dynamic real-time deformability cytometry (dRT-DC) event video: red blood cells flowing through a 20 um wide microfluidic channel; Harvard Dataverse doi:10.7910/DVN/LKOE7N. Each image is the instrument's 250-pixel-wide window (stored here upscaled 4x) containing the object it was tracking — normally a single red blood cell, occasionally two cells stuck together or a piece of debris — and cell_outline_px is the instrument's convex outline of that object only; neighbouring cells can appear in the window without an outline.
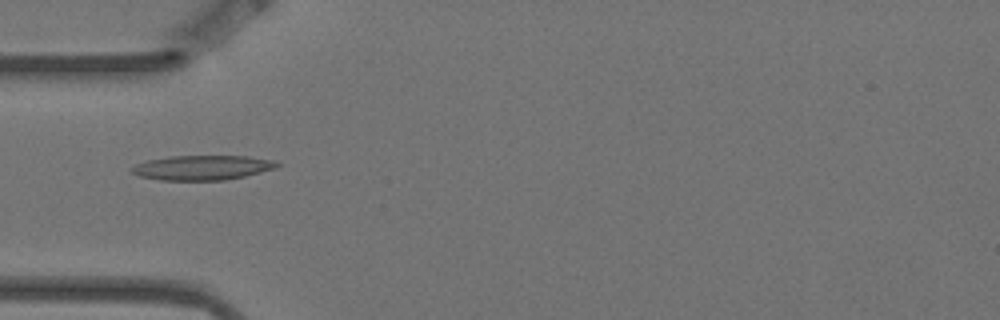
{"species": "Egyptian fruit bat (a non-hibernating species)", "species_latin": "Rousettus aegyptiacus", "temperature_condition": "warm", "stored_images_in_passage": 8, "camera_frame_rate_fps": 3000, "um_per_image_px": 0.085, "animal": {"sex": "female"}, "frame": {"image": 1, "passage_image": 5, "time_ms": 1.333, "image_size_px": [1000, 320], "cell_outline_px": [[280, 164], [276, 168], [244, 176], [224, 180], [160, 180], [140, 176], [132, 172], [128, 168], [136, 164], [148, 160], [172, 156], [248, 156], [272, 160]], "centroid_in_image_um": [17.17, 14.25], "position_along_channel_um": 67.8, "area_um2": 20.75}}
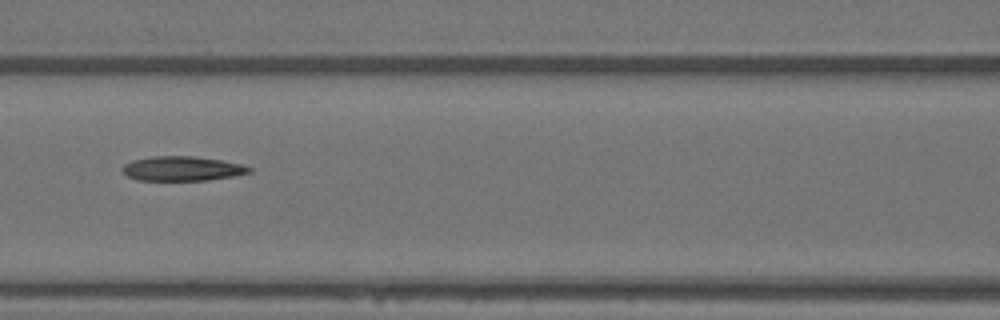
{"frame": {"image": 2, "passage_image": 7, "time_ms": 2.0, "image_size_px": [1000, 320], "cell_outline_px": [[252, 172], [236, 176], [208, 180], [136, 180], [128, 176], [124, 172], [124, 164], [132, 160], [152, 156], [192, 156], [220, 160], [244, 164], [252, 168]], "centroid_in_image_um": [15.54, 14.33], "position_along_channel_um": 151.1, "area_um2": 18.15}}
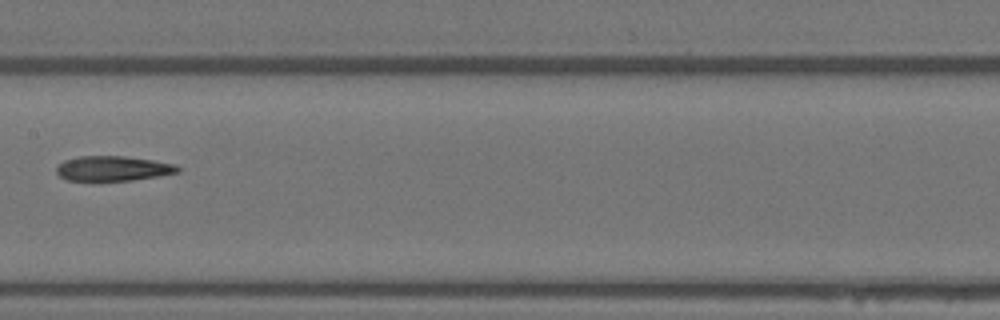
{"frame": {"image": 3, "passage_image": 8, "time_ms": 2.333, "image_size_px": [1000, 320], "cell_outline_px": [[180, 172], [160, 176], [132, 180], [100, 184], [68, 180], [60, 176], [56, 172], [56, 168], [64, 160], [80, 156], [124, 156], [152, 160], [176, 164], [180, 168]], "centroid_in_image_um": [9.58, 14.37], "position_along_channel_um": 197.8, "area_um2": 18.44}}